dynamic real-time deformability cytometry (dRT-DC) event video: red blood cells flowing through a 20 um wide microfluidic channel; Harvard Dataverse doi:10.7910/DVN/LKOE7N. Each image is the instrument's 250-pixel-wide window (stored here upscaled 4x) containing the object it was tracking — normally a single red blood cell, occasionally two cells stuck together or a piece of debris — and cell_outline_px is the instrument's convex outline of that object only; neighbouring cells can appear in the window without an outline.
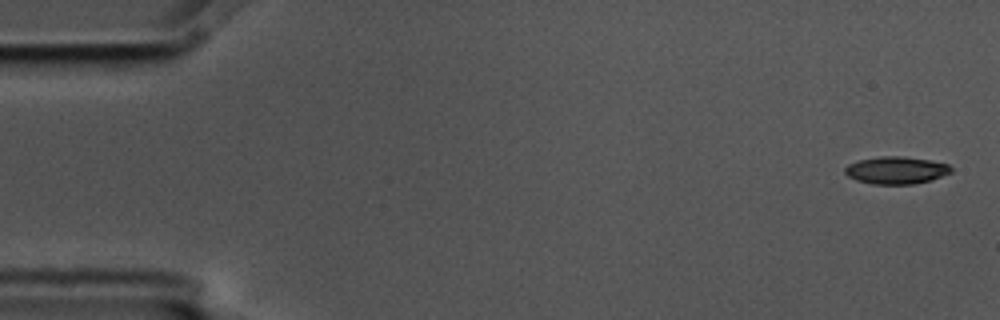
{"species": "common noctule bat (a hibernating species)", "species_latin": "Nyctalus noctula", "temperature_condition": "cold", "stored_images_in_passage": 5, "camera_frame_rate_fps": 3000, "um_per_image_px": 0.085, "animal": {"sex": "male", "body_mass_g": 17.5, "forearm_length_mm": 52.3}, "frame": {"image": 1, "passage_image": 1, "time_ms": 0.0, "image_size_px": [1000, 320], "cell_outline_px": [[952, 172], [932, 180], [912, 184], [872, 184], [856, 180], [848, 176], [844, 172], [844, 168], [848, 164], [860, 160], [880, 156], [900, 156], [928, 160], [948, 164], [952, 168]], "centroid_in_image_um": [76.17, 14.47], "position_along_channel_um": 8.8, "area_um2": 16.88}}
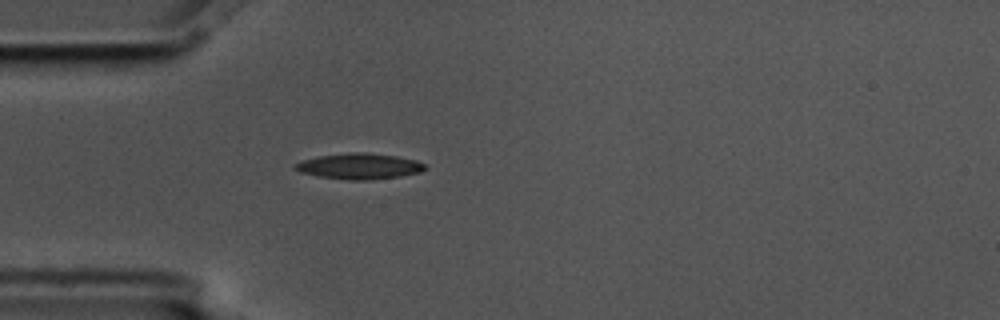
{"frame": {"image": 2, "passage_image": 5, "time_ms": 1.333, "image_size_px": [1000, 320], "cell_outline_px": [[428, 168], [420, 172], [400, 176], [368, 180], [348, 180], [320, 176], [300, 172], [292, 168], [292, 164], [304, 160], [320, 156], [352, 152], [364, 152], [396, 156], [416, 160], [424, 164]], "centroid_in_image_um": [30.54, 14.13], "position_along_channel_um": 54.5, "area_um2": 19.42}}